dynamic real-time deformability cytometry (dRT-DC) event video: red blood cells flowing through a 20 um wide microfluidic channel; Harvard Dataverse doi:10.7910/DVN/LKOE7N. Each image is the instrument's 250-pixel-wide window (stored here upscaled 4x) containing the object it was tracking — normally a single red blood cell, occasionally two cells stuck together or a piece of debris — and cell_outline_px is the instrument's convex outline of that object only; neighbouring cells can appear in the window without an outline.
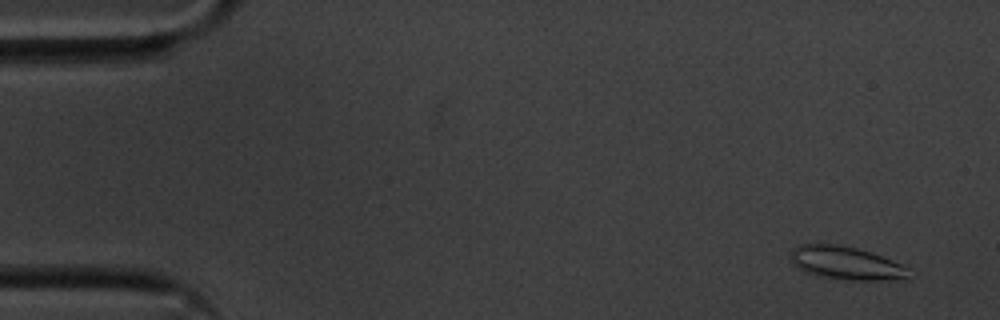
{"species": "common noctule bat (a hibernating species)", "species_latin": "Nyctalus noctula", "temperature_condition": "cold", "stored_images_in_passage": 53, "camera_frame_rate_fps": 3000, "um_per_image_px": 0.085, "animal": {"sex": "male", "body_mass_g": 20.1, "forearm_length_mm": 53.5}, "frame": {"image": 1, "passage_image": 1, "time_ms": 0.0, "image_size_px": [1000, 320], "cell_outline_px": [[908, 268], [904, 280], [836, 280], [816, 276], [804, 272], [792, 264], [788, 256], [792, 248], [796, 244], [836, 244], [856, 248], [872, 252], [892, 260]], "centroid_in_image_um": [71.81, 22.37], "position_along_channel_um": 13.2, "area_um2": 23.29}}
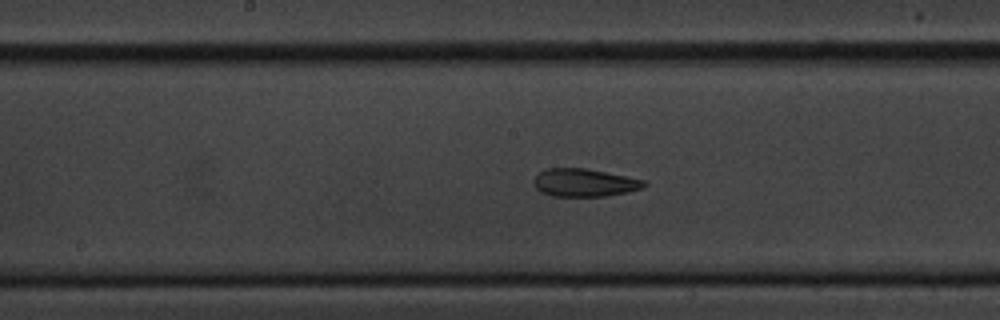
{"frame": {"image": 2, "passage_image": 26, "time_ms": 8.333, "image_size_px": [1000, 320], "cell_outline_px": [[648, 184], [640, 188], [628, 192], [604, 196], [552, 196], [540, 192], [532, 184], [532, 180], [544, 168], [588, 168], [644, 180]], "centroid_in_image_um": [49.62, 15.52], "position_along_channel_um": 198.6, "area_um2": 18.03}}
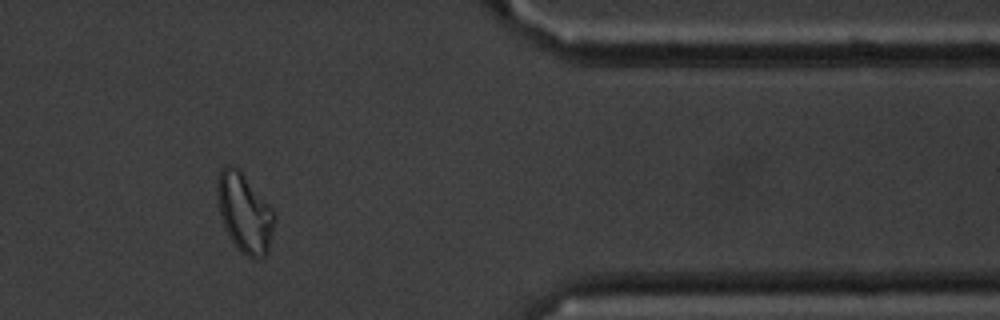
{"frame": {"image": 3, "passage_image": 44, "time_ms": 14.333, "image_size_px": [1000, 320], "cell_outline_px": [[276, 220], [268, 252], [264, 256], [256, 260], [248, 256], [232, 240], [224, 228], [220, 216], [216, 196], [216, 184], [220, 172], [224, 164], [232, 164], [240, 172], [276, 212]], "centroid_in_image_um": [20.79, 18.09], "position_along_channel_um": 390.6, "area_um2": 26.24}, "authors_computed_cell_mechanics": {"area_um2": 19.8254, "velocity_mm_per_s": 3.578, "shape_relaxation_time_tau1_ms": 6.4215, "shape_relaxation_time_tau2_ms": 1.9413, "deformation_change_tau1": 0.1565, "deformation_change_tau2": 0.0681}}